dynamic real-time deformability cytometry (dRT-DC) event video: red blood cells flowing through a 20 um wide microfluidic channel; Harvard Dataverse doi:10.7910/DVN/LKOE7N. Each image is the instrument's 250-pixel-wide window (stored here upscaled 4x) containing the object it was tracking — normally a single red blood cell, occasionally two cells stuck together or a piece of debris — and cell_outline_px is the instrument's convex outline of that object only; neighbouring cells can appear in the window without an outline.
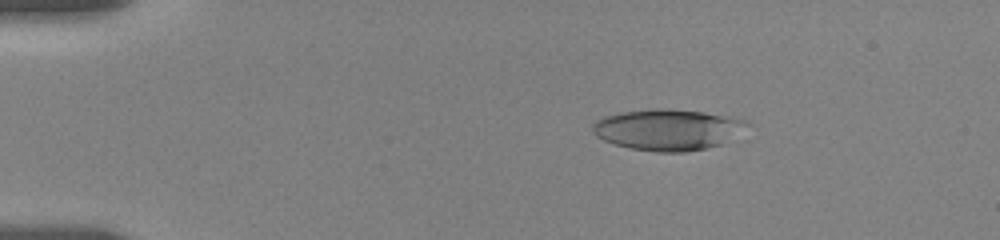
{"species": "human", "species_latin": "Homo sapiens", "temperature_condition": "room temperature", "stored_images_in_passage": 56, "camera_frame_rate_fps": 3000, "um_per_image_px": 0.085, "donor": {"sex": "female"}, "frame": {"image": 1, "passage_image": 10, "time_ms": 3.0, "image_size_px": [1000, 240], "cell_outline_px": [[752, 124], [724, 144], [708, 148], [684, 152], [656, 152], [628, 148], [604, 140], [596, 136], [592, 128], [592, 124], [596, 120], [604, 116], [624, 112], [704, 112], [748, 120]], "centroid_in_image_um": [56.82, 11.08], "position_along_channel_um": 28.2, "area_um2": 35.89}}
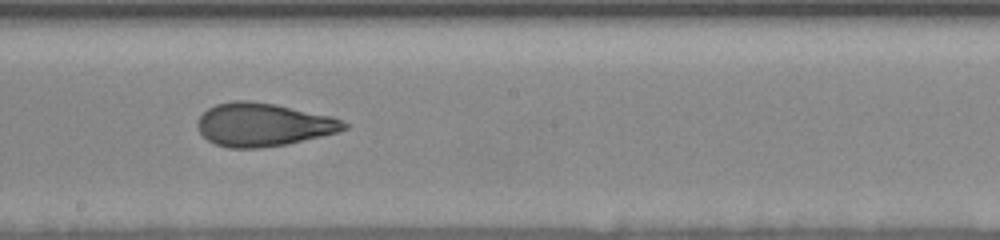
{"frame": {"image": 2, "passage_image": 32, "time_ms": 10.333, "image_size_px": [1000, 240], "cell_outline_px": [[348, 128], [336, 132], [288, 144], [260, 148], [228, 148], [216, 144], [208, 140], [200, 132], [196, 124], [200, 116], [208, 108], [216, 104], [236, 100], [248, 100], [276, 104], [332, 116], [348, 124]], "centroid_in_image_um": [22.36, 10.59], "position_along_channel_um": 225.8, "area_um2": 36.82}}
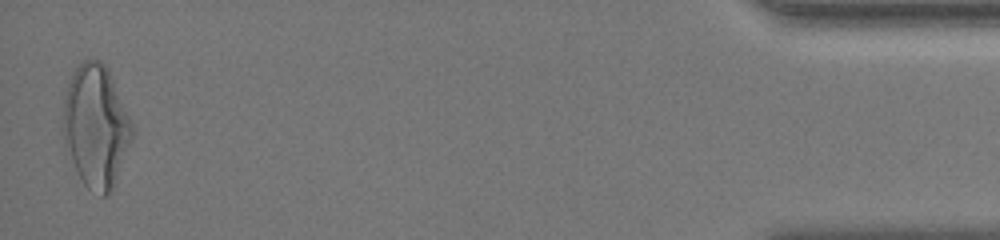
{"frame": {"image": 3, "passage_image": 55, "time_ms": 18.0, "image_size_px": [1000, 240], "cell_outline_px": [[132, 136], [112, 192], [108, 196], [100, 196], [88, 188], [84, 184], [72, 160], [64, 132], [64, 100], [68, 84], [72, 72], [80, 60], [96, 60], [104, 64], [108, 68], [132, 124]], "centroid_in_image_um": [8.16, 10.71], "position_along_channel_um": 427.0, "area_um2": 48.21}, "authors_computed_cell_mechanics": {"area_um2": 36.8186, "velocity_mm_per_s": 3.6588, "shape_relaxation_time_tau1_ms": 5.8969, "shape_relaxation_time_tau2_ms": 1.4862, "deformation_change_tau1": 0.2161, "deformation_change_tau2": 0.0888}}